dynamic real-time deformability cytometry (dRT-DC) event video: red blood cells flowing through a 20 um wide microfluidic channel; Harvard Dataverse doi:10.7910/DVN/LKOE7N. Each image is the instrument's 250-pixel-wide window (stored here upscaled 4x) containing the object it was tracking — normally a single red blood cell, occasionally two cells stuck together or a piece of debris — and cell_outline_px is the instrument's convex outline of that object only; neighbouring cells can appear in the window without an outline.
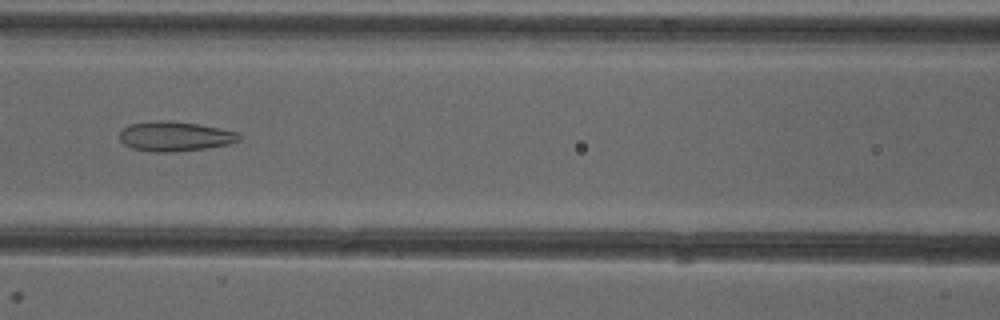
{"species": "common noctule bat (a hibernating species)", "species_latin": "Nyctalus noctula", "temperature_condition": "cold", "stored_images_in_passage": 50, "camera_frame_rate_fps": 3000, "um_per_image_px": 0.085, "animal": {"sex": "female"}, "frame": {"image": 1, "passage_image": 22, "time_ms": 7.0, "image_size_px": [1000, 320], "cell_outline_px": [[244, 136], [240, 140], [232, 144], [176, 152], [152, 152], [132, 148], [124, 144], [120, 140], [120, 132], [128, 124], [160, 120], [172, 120], [200, 124], [236, 132]], "centroid_in_image_um": [14.89, 11.59], "position_along_channel_um": 151.7, "area_um2": 20.92}}
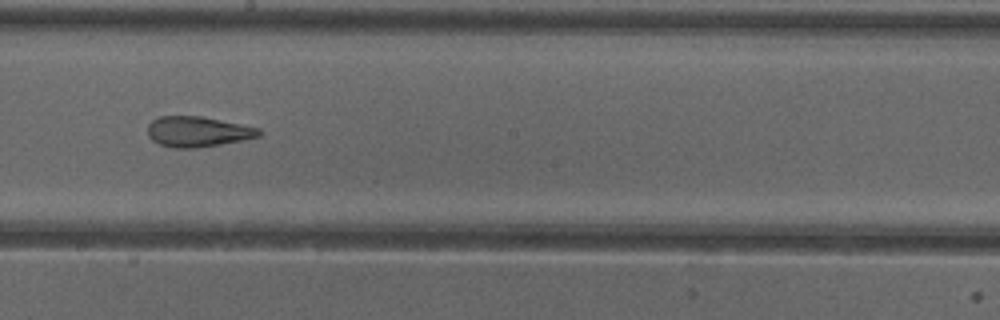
{"frame": {"image": 2, "passage_image": 28, "time_ms": 9.0, "image_size_px": [1000, 320], "cell_outline_px": [[260, 136], [220, 144], [196, 148], [172, 148], [160, 144], [152, 140], [148, 136], [148, 124], [152, 120], [160, 116], [200, 116], [260, 128]], "centroid_in_image_um": [16.76, 11.19], "position_along_channel_um": 231.4, "area_um2": 19.54}}
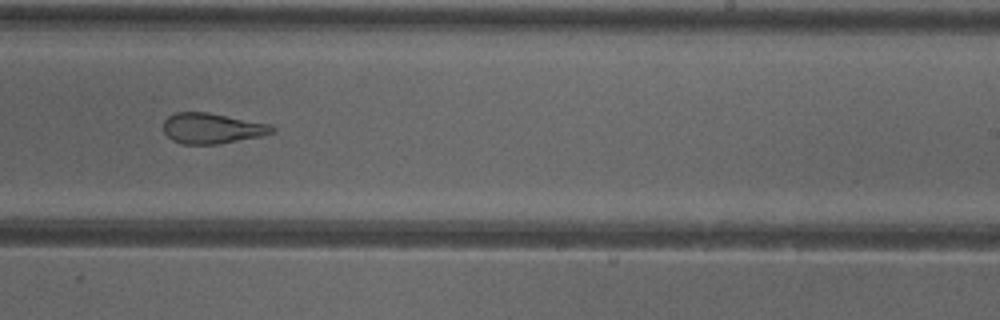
{"frame": {"image": 3, "passage_image": 31, "time_ms": 10.0, "image_size_px": [1000, 320], "cell_outline_px": [[276, 132], [260, 136], [216, 144], [184, 144], [172, 140], [164, 132], [164, 120], [168, 116], [176, 112], [208, 112], [268, 124], [276, 128]], "centroid_in_image_um": [18.01, 10.9], "position_along_channel_um": 271.0, "area_um2": 19.13}, "authors_computed_cell_mechanics": {"area_um2": 23.2067, "velocity_mm_per_s": 3.9844, "shape_relaxation_time_tau1_ms": null, "shape_relaxation_time_tau2_ms": 1.8427, "deformation_change_tau1": null, "deformation_change_tau2": 0.1125}}